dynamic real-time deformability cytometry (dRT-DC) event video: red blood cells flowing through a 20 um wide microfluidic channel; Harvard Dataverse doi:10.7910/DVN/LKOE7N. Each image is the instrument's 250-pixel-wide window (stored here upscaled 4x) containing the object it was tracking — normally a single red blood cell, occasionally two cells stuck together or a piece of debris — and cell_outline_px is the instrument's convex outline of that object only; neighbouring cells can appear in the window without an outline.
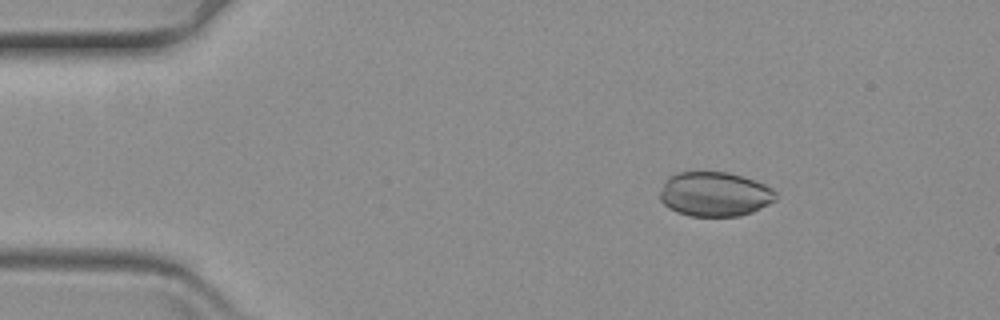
{"species": "common noctule bat (a hibernating species)", "species_latin": "Nyctalus noctula", "temperature_condition": "warm", "stored_images_in_passage": 53, "camera_frame_rate_fps": 3000, "um_per_image_px": 0.085, "animal": {"sex": "female", "body_mass_g": 19.3, "forearm_length_mm": 54.1}, "frame": {"image": 1, "passage_image": 1, "time_ms": 0.0, "image_size_px": [1000, 320], "cell_outline_px": [[776, 200], [752, 212], [740, 216], [688, 216], [676, 212], [668, 208], [660, 200], [660, 192], [668, 176], [676, 172], [728, 172], [756, 180], [772, 188], [776, 192]], "centroid_in_image_um": [60.74, 16.5], "position_along_channel_um": 24.3, "area_um2": 30.23}}
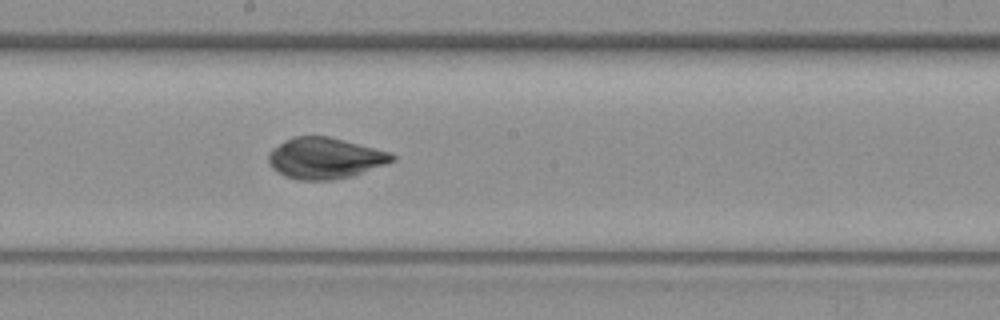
{"frame": {"image": 2, "passage_image": 25, "time_ms": 8.0, "image_size_px": [1000, 320], "cell_outline_px": [[396, 160], [388, 164], [352, 176], [332, 180], [296, 180], [284, 176], [276, 172], [272, 168], [268, 160], [268, 152], [272, 148], [284, 140], [292, 136], [328, 136], [392, 152], [396, 156]], "centroid_in_image_um": [27.63, 13.45], "position_along_channel_um": 220.6, "area_um2": 30.06}}
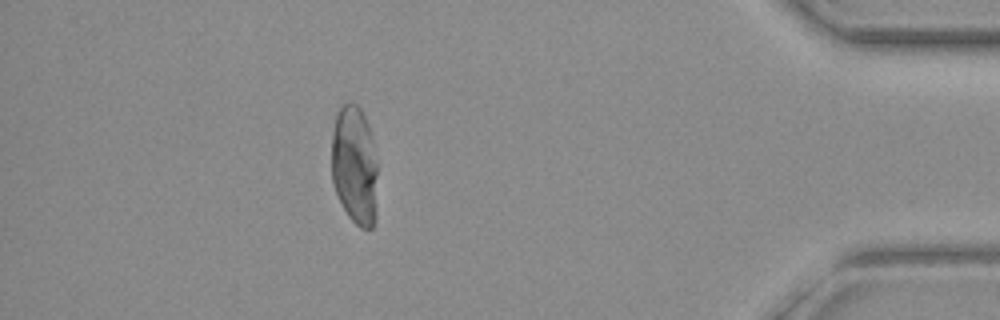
{"frame": {"image": 3, "passage_image": 46, "time_ms": 15.0, "image_size_px": [1000, 320], "cell_outline_px": [[376, 220], [372, 228], [360, 228], [348, 216], [336, 192], [332, 180], [332, 132], [336, 112], [348, 100], [352, 100], [360, 108], [368, 124], [372, 140], [376, 160]], "centroid_in_image_um": [30.13, 14.03], "position_along_channel_um": 405.1, "area_um2": 32.08}}